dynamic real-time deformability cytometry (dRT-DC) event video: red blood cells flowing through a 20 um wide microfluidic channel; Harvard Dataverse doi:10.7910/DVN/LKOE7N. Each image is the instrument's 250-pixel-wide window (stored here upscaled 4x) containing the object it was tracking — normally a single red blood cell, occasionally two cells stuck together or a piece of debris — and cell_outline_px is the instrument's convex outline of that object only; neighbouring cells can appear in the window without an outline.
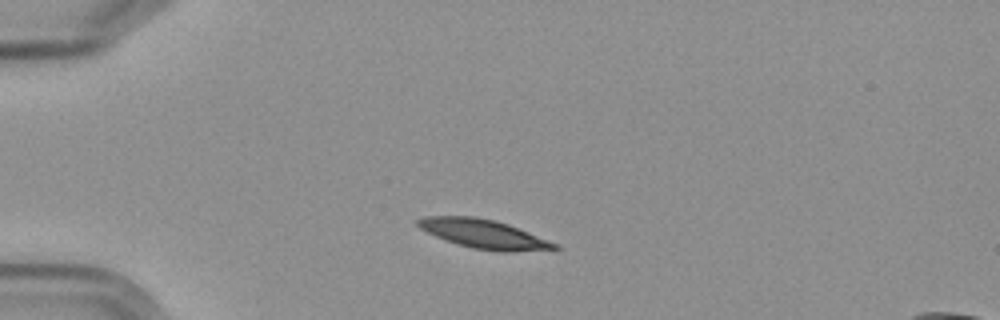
{"species": "Egyptian fruit bat (a non-hibernating species)", "species_latin": "Rousettus aegyptiacus", "temperature_condition": "cold", "stored_images_in_passage": 3, "camera_frame_rate_fps": 3000, "um_per_image_px": 0.085, "frame": {"image": 1, "passage_image": 1, "time_ms": 0.0, "image_size_px": [1000, 320], "cell_outline_px": [[560, 248], [512, 252], [500, 252], [472, 248], [456, 244], [444, 240], [420, 228], [412, 220], [424, 216], [472, 216], [492, 220], [508, 224], [528, 232], [556, 244]], "centroid_in_image_um": [41.02, 19.88], "position_along_channel_um": 44.0, "area_um2": 22.89}}
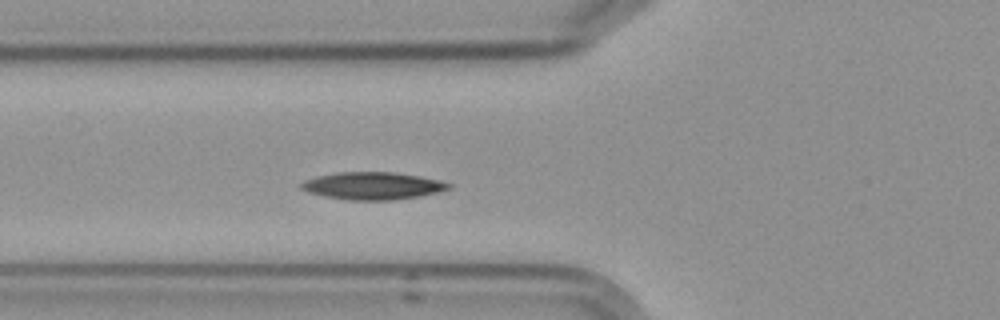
{"frame": {"image": 2, "passage_image": 3, "time_ms": 2.333, "image_size_px": [1000, 320], "cell_outline_px": [[452, 188], [420, 196], [396, 200], [348, 200], [324, 196], [308, 192], [300, 188], [300, 184], [304, 180], [316, 176], [336, 172], [396, 172], [420, 176], [440, 180], [452, 184]], "centroid_in_image_um": [31.68, 15.79], "position_along_channel_um": 94.1, "area_um2": 23.76}}